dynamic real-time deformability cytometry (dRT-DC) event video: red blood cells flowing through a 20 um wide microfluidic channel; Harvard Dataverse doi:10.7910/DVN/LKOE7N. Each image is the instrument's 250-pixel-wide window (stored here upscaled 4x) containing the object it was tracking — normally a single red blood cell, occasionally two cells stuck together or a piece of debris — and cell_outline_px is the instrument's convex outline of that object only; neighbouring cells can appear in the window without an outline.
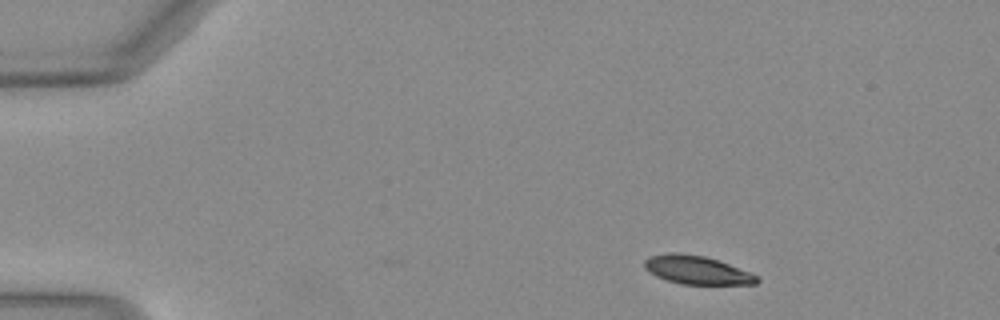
{"species": "Egyptian fruit bat (a non-hibernating species)", "species_latin": "Rousettus aegyptiacus", "temperature_condition": "warm", "stored_images_in_passage": 2, "camera_frame_rate_fps": 3000, "um_per_image_px": 0.085, "animal": {"sex": "female"}, "frame": {"image": 1, "passage_image": 2, "time_ms": 0.333, "image_size_px": [1000, 320], "cell_outline_px": [[760, 280], [756, 284], [680, 284], [656, 276], [648, 272], [644, 268], [644, 260], [648, 256], [676, 252], [704, 256], [752, 272]], "centroid_in_image_um": [59.21, 22.95], "position_along_channel_um": 25.8, "area_um2": 18.55}}